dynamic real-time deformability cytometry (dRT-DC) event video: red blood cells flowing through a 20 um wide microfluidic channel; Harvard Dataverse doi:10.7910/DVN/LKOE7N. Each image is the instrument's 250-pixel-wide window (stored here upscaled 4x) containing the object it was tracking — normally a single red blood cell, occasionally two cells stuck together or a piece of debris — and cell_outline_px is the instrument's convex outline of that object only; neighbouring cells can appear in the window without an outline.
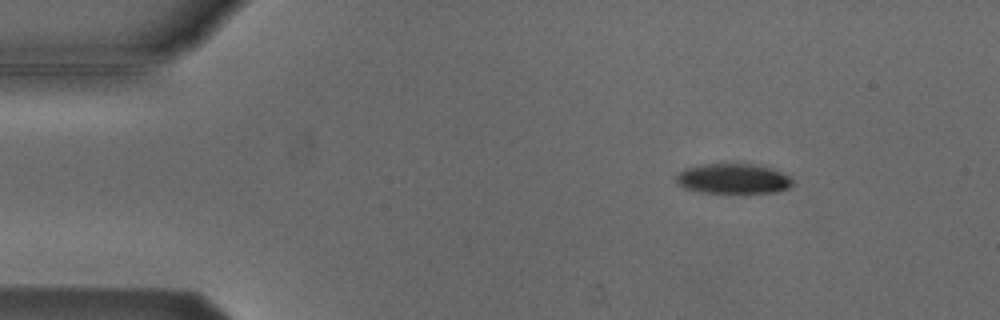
{"species": "Egyptian fruit bat (a non-hibernating species)", "species_latin": "Rousettus aegyptiacus", "temperature_condition": "cold", "stored_images_in_passage": 5, "camera_frame_rate_fps": 3000, "um_per_image_px": 0.085, "animal": {"sex": "male"}, "frame": {"image": 1, "passage_image": 2, "time_ms": 1.333, "image_size_px": [1000, 320], "cell_outline_px": [[792, 184], [788, 188], [776, 192], [744, 196], [700, 192], [684, 188], [676, 184], [676, 176], [684, 168], [704, 164], [760, 164], [772, 168], [788, 176], [792, 180]], "centroid_in_image_um": [62.32, 15.24], "position_along_channel_um": 22.7, "area_um2": 21.39}}
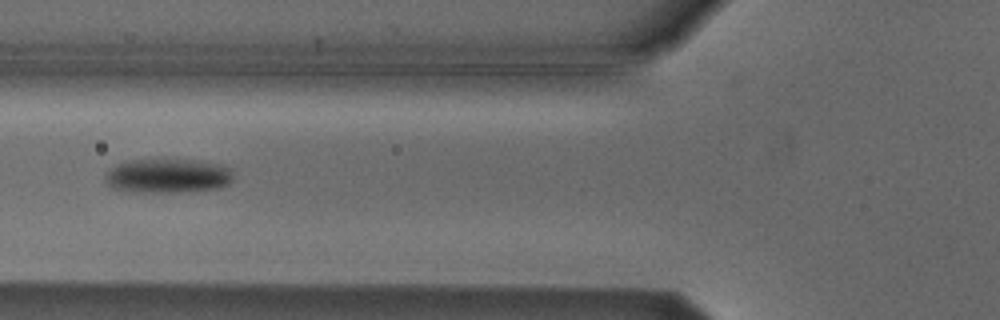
{"frame": {"image": 2, "passage_image": 5, "time_ms": 5.667, "image_size_px": [1000, 320], "cell_outline_px": [[232, 180], [228, 184], [220, 188], [176, 192], [144, 192], [112, 188], [108, 184], [108, 172], [112, 168], [120, 164], [132, 160], [196, 160], [216, 164], [228, 168], [232, 172]], "centroid_in_image_um": [14.32, 14.95], "position_along_channel_um": 111.5, "area_um2": 24.85}}